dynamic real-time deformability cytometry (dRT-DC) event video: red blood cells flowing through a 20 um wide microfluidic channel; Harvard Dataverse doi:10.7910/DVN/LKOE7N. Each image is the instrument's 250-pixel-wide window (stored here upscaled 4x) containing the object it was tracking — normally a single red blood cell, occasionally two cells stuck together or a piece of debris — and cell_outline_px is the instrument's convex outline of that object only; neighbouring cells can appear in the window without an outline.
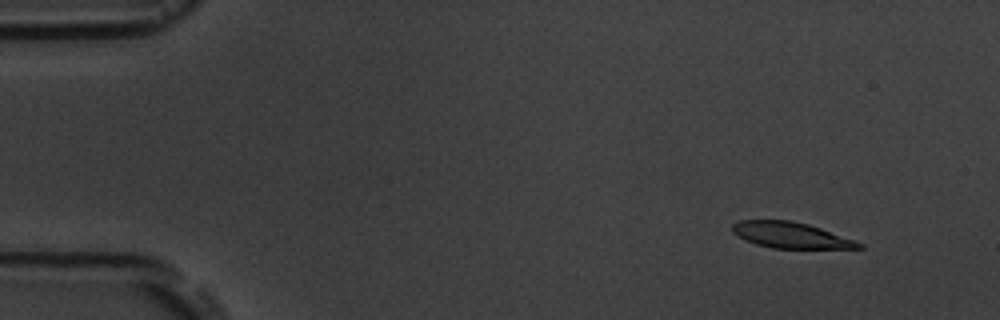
{"species": "common noctule bat (a hibernating species)", "species_latin": "Nyctalus noctula", "temperature_condition": "room temperature", "stored_images_in_passage": 4, "camera_frame_rate_fps": 3000, "um_per_image_px": 0.085, "animal": {"sex": "male", "body_mass_g": 19.5, "forearm_length_mm": 54.6}, "frame": {"image": 1, "passage_image": 2, "time_ms": 1.0, "image_size_px": [1000, 320], "cell_outline_px": [[864, 248], [772, 248], [756, 244], [732, 232], [732, 224], [740, 220], [792, 220], [808, 224], [856, 240], [864, 244]], "centroid_in_image_um": [67.25, 19.98], "position_along_channel_um": 17.8, "area_um2": 18.96}}